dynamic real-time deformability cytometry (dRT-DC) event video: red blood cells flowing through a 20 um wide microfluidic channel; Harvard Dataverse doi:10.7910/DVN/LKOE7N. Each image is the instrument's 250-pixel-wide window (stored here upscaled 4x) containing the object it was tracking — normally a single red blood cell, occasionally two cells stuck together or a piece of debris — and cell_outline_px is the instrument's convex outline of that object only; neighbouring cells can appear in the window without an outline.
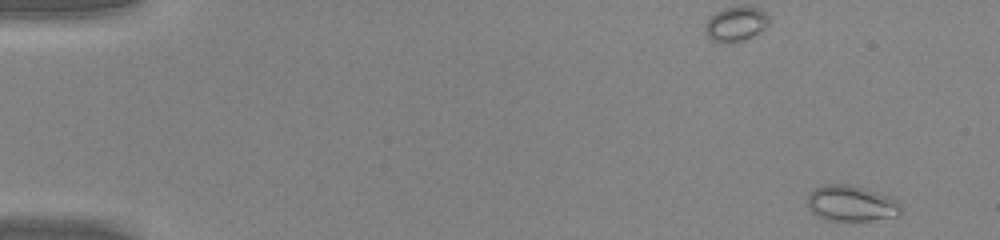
{"species": "common noctule bat (a hibernating species)", "species_latin": "Nyctalus noctula", "temperature_condition": "warm", "stored_images_in_passage": 47, "camera_frame_rate_fps": 3000, "um_per_image_px": 0.085, "animal": {"sex": "male", "body_mass_g": 20.0, "forearm_length_mm": 53.3}, "frame": {"image": 1, "passage_image": 1, "time_ms": 0.0, "image_size_px": [1000, 240], "cell_outline_px": [[900, 216], [872, 220], [828, 220], [816, 216], [808, 208], [808, 196], [816, 188], [824, 184], [848, 184], [864, 188], [900, 200]], "centroid_in_image_um": [72.38, 17.29], "position_along_channel_um": 12.6, "area_um2": 19.48}}
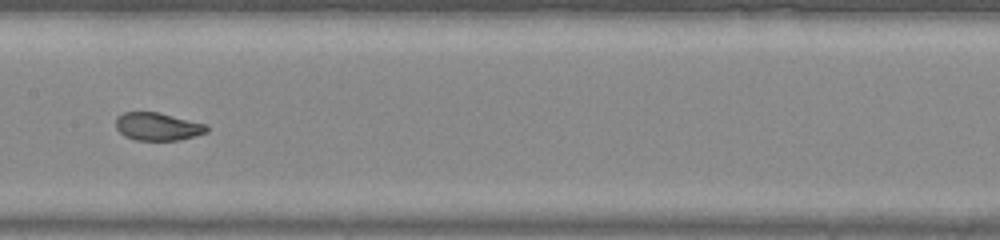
{"frame": {"image": 2, "passage_image": 24, "time_ms": 7.667, "image_size_px": [1000, 240], "cell_outline_px": [[208, 132], [180, 140], [136, 140], [124, 136], [116, 128], [116, 116], [124, 112], [156, 112], [208, 124]], "centroid_in_image_um": [13.4, 10.76], "position_along_channel_um": 194.0, "area_um2": 14.8}}
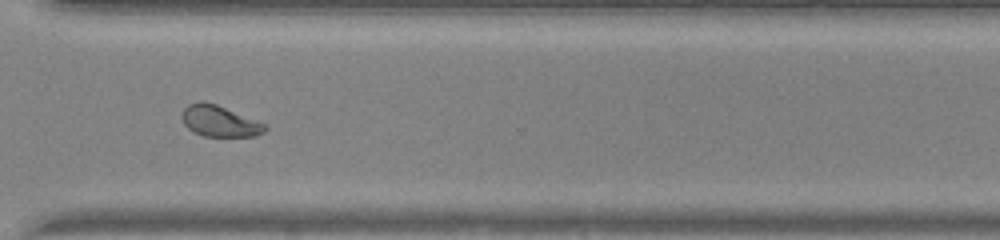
{"frame": {"image": 3, "passage_image": 35, "time_ms": 11.333, "image_size_px": [1000, 240], "cell_outline_px": [[268, 128], [264, 132], [256, 136], [204, 136], [192, 132], [184, 124], [180, 116], [184, 108], [188, 104], [200, 100], [204, 100], [216, 104], [268, 124]], "centroid_in_image_um": [18.66, 10.28], "position_along_channel_um": 351.9, "area_um2": 15.37}, "authors_computed_cell_mechanics": {"area_um2": 16.3574, "velocity_mm_per_s": 4.3054, "shape_relaxation_time_tau1_ms": 9.7999, "shape_relaxation_time_tau2_ms": 0.7417, "deformation_change_tau1": 0.2889, "deformation_change_tau2": 0.0545}}